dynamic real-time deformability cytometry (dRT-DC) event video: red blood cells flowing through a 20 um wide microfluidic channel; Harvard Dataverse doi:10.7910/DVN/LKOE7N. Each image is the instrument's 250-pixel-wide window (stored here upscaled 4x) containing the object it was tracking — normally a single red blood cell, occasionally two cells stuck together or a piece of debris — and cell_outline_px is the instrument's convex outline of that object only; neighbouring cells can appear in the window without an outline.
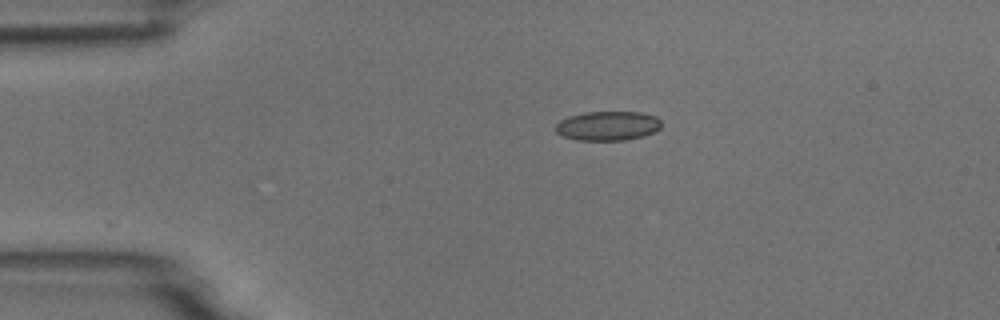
{"species": "common noctule bat (a hibernating species)", "species_latin": "Nyctalus noctula", "temperature_condition": "room temperature", "stored_images_in_passage": 29, "camera_frame_rate_fps": 3000, "um_per_image_px": 0.085, "animal": {"sex": "male", "body_mass_g": 18.8}, "frame": {"image": 1, "passage_image": 1, "time_ms": 0.0, "image_size_px": [1000, 320], "cell_outline_px": [[660, 128], [644, 136], [624, 140], [576, 140], [564, 136], [556, 132], [556, 124], [560, 120], [568, 116], [584, 112], [640, 112], [656, 116], [660, 120]], "centroid_in_image_um": [51.65, 10.69], "position_along_channel_um": 33.4, "area_um2": 18.03}}
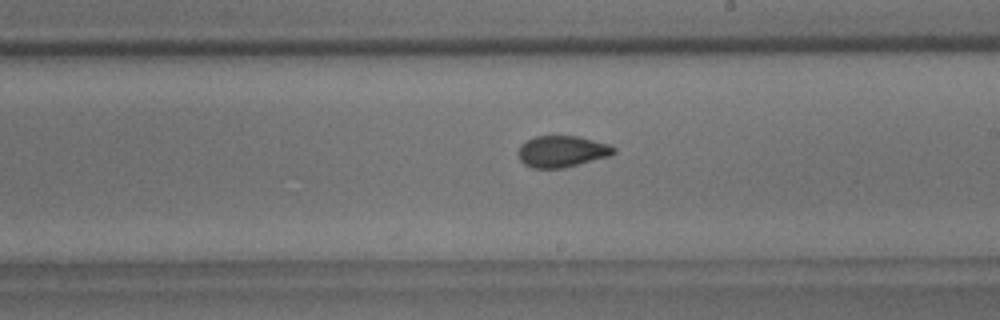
{"frame": {"image": 2, "passage_image": 21, "time_ms": 6.667, "image_size_px": [1000, 320], "cell_outline_px": [[616, 152], [608, 156], [564, 168], [532, 168], [524, 164], [520, 160], [516, 152], [520, 144], [536, 136], [576, 136], [608, 144], [616, 148]], "centroid_in_image_um": [47.72, 12.87], "position_along_channel_um": 241.3, "area_um2": 17.46}}
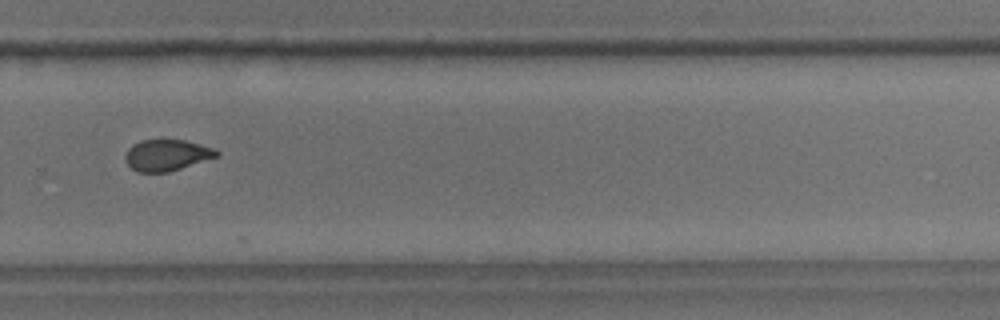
{"frame": {"image": 3, "passage_image": 27, "time_ms": 8.667, "image_size_px": [1000, 320], "cell_outline_px": [[220, 152], [216, 156], [168, 172], [136, 172], [128, 164], [124, 156], [128, 148], [132, 144], [140, 140], [160, 136], [164, 136], [184, 140], [216, 148]], "centroid_in_image_um": [14.13, 13.12], "position_along_channel_um": 315.7, "area_um2": 17.17}}